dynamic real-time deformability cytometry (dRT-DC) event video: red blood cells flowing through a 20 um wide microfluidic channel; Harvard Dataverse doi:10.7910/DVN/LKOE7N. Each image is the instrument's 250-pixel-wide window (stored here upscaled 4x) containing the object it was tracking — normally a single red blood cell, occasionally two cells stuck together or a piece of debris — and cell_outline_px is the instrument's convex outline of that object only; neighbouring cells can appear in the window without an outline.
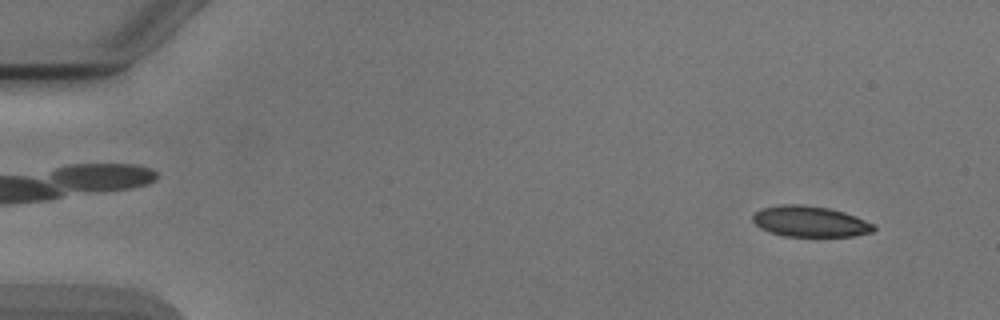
{"species": "Egyptian fruit bat (a non-hibernating species)", "species_latin": "Rousettus aegyptiacus", "temperature_condition": "cold", "stored_images_in_passage": 15, "camera_frame_rate_fps": 3000, "um_per_image_px": 0.085, "animal": {"sex": "male"}, "frame": {"image": 1, "passage_image": 3, "time_ms": 0.667, "image_size_px": [1000, 320], "cell_outline_px": [[876, 228], [872, 232], [852, 236], [784, 236], [760, 228], [752, 220], [752, 216], [760, 208], [780, 204], [804, 204], [828, 208], [844, 212], [856, 216], [872, 224]], "centroid_in_image_um": [68.82, 18.81], "position_along_channel_um": 16.2, "area_um2": 21.68}}